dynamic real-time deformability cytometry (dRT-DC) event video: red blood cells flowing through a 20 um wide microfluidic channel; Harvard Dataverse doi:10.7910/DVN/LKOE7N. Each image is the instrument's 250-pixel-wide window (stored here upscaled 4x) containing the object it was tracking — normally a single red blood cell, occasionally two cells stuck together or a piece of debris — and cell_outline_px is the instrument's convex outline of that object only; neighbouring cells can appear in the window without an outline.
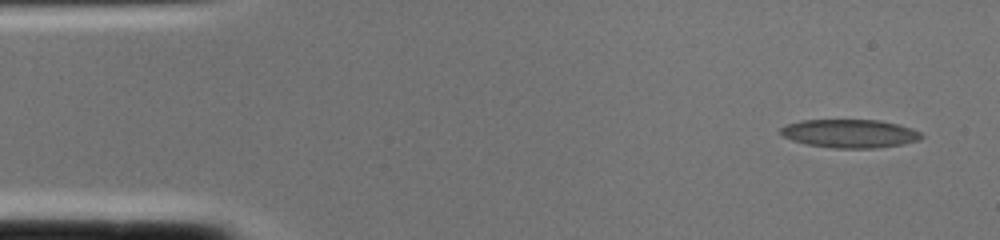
{"species": "common noctule bat (a hibernating species)", "species_latin": "Nyctalus noctula", "temperature_condition": "cold", "stored_images_in_passage": 2, "camera_frame_rate_fps": 3000, "um_per_image_px": 0.085, "animal": {"sex": "female", "body_mass_g": 22.0, "forearm_length_mm": 56.7}, "frame": {"image": 1, "passage_image": 1, "time_ms": 0.0, "image_size_px": [1000, 240], "cell_outline_px": [[924, 136], [920, 140], [904, 144], [876, 148], [832, 148], [808, 144], [792, 140], [776, 132], [780, 128], [788, 124], [800, 120], [880, 120], [912, 128], [920, 132]], "centroid_in_image_um": [72.24, 11.35], "position_along_channel_um": 12.8, "area_um2": 23.41}}
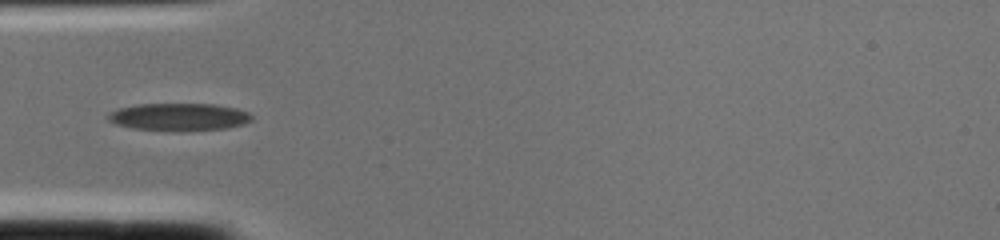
{"frame": {"image": 2, "passage_image": 2, "time_ms": 0.333, "image_size_px": [1000, 240], "cell_outline_px": [[252, 120], [244, 124], [228, 128], [180, 132], [132, 128], [116, 124], [108, 120], [104, 116], [108, 112], [116, 108], [136, 104], [216, 104], [236, 108], [248, 112], [252, 116]], "centroid_in_image_um": [15.17, 9.94], "position_along_channel_um": 69.8, "area_um2": 23.58}}